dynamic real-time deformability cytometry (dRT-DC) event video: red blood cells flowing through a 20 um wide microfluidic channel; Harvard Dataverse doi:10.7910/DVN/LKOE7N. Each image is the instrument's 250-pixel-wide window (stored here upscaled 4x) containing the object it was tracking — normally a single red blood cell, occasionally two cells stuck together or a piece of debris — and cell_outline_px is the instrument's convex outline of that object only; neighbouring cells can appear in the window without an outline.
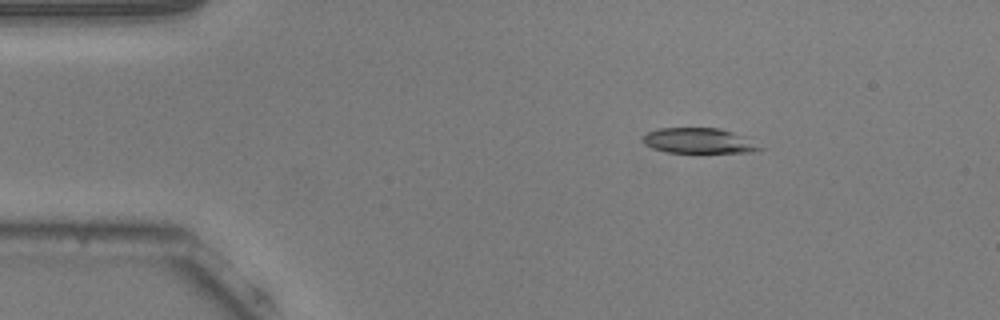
{"species": "common noctule bat (a hibernating species)", "species_latin": "Nyctalus noctula", "temperature_condition": "warm", "stored_images_in_passage": 46, "camera_frame_rate_fps": 3000, "um_per_image_px": 0.085, "animal": {"sex": "male", "body_mass_g": 20.5, "forearm_length_mm": 52.5}, "frame": {"image": 1, "passage_image": 1, "time_ms": 0.0, "image_size_px": [1000, 320], "cell_outline_px": [[768, 148], [752, 152], [700, 156], [668, 152], [652, 148], [644, 144], [640, 140], [640, 136], [648, 132], [660, 128], [720, 128], [732, 132]], "centroid_in_image_um": [59.42, 12.03], "position_along_channel_um": 25.6, "area_um2": 18.5}}
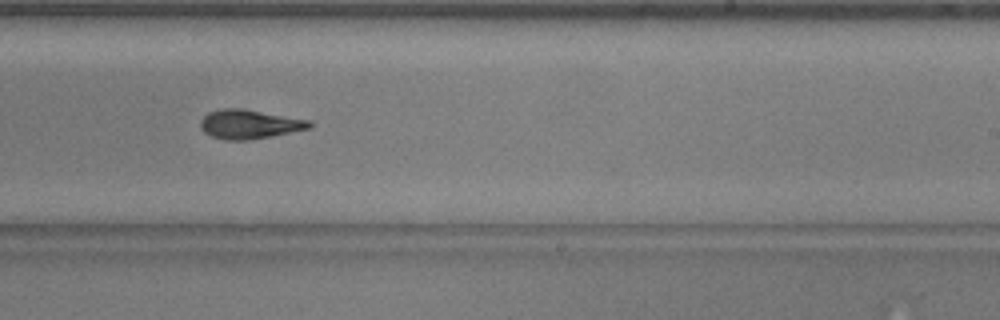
{"frame": {"image": 2, "passage_image": 25, "time_ms": 8.0, "image_size_px": [1000, 320], "cell_outline_px": [[312, 124], [308, 128], [248, 140], [224, 140], [212, 136], [204, 132], [200, 128], [200, 120], [208, 112], [220, 108], [244, 108], [312, 120]], "centroid_in_image_um": [21.15, 10.53], "position_along_channel_um": 267.8, "area_um2": 18.5}}
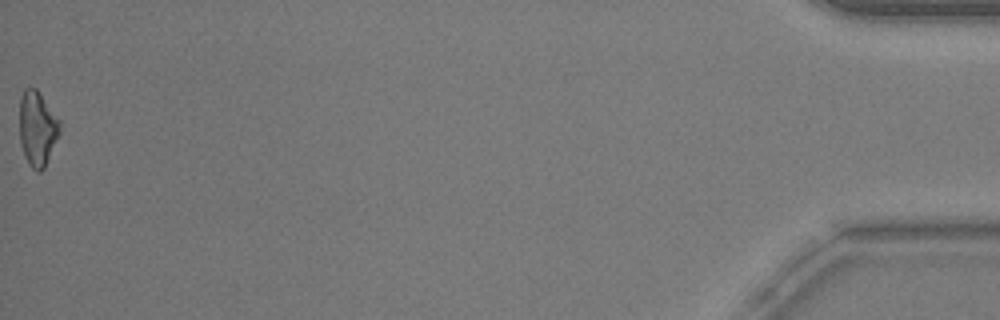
{"frame": {"image": 3, "passage_image": 46, "time_ms": 15.0, "image_size_px": [1000, 320], "cell_outline_px": [[60, 132], [44, 168], [40, 172], [36, 172], [28, 164], [24, 156], [20, 144], [20, 96], [24, 88], [36, 88], [60, 120]], "centroid_in_image_um": [3.16, 10.93], "position_along_channel_um": 432.0, "area_um2": 17.57}, "authors_computed_cell_mechanics": {"area_um2": 18.3226, "velocity_mm_per_s": 3.8178, "shape_relaxation_time_tau1_ms": 4.8905, "shape_relaxation_time_tau2_ms": 5.1439, "deformation_change_tau1": 0.1758, "deformation_change_tau2": 0.1352}}